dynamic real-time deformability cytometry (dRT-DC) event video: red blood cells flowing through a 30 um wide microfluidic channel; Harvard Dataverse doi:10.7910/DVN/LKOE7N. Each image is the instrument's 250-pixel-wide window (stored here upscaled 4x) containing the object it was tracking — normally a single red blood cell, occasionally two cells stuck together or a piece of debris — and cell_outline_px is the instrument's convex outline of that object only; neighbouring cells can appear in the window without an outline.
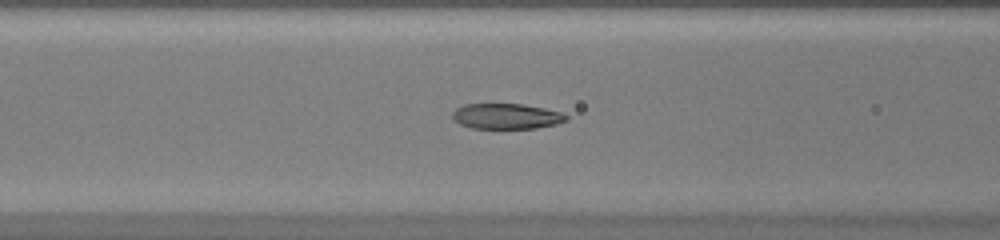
{"species": "common noctule bat (a hibernating species)", "species_latin": "Nyctalus noctula", "temperature_condition": "warm", "stored_images_in_passage": 39, "camera_frame_rate_fps": 3000, "um_per_image_px": 0.085, "animal": {"sex": "female", "body_mass_g": 20.0, "forearm_length_mm": 54.0}, "frame": {"image": 1, "passage_image": 13, "time_ms": 4.0, "image_size_px": [1000, 240], "cell_outline_px": [[568, 120], [556, 124], [536, 128], [472, 128], [460, 124], [452, 120], [452, 112], [456, 108], [464, 104], [520, 104], [544, 108], [560, 112], [568, 116]], "centroid_in_image_um": [43.02, 9.88], "position_along_channel_um": 123.6, "area_um2": 16.88}}
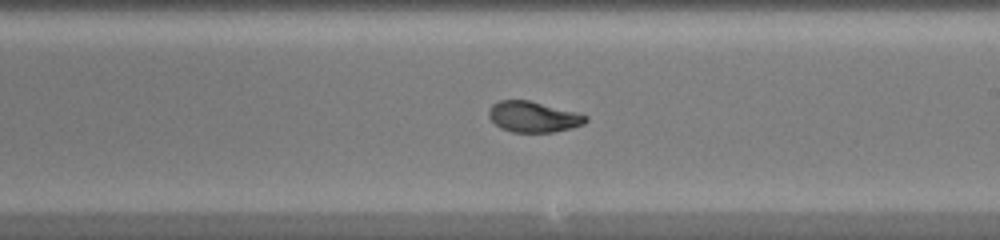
{"frame": {"image": 2, "passage_image": 21, "time_ms": 6.667, "image_size_px": [1000, 240], "cell_outline_px": [[588, 120], [584, 124], [572, 128], [552, 132], [512, 132], [500, 128], [488, 116], [488, 108], [492, 104], [500, 100], [528, 100], [576, 112], [588, 116]], "centroid_in_image_um": [45.32, 9.93], "position_along_channel_um": 243.7, "area_um2": 17.4}}
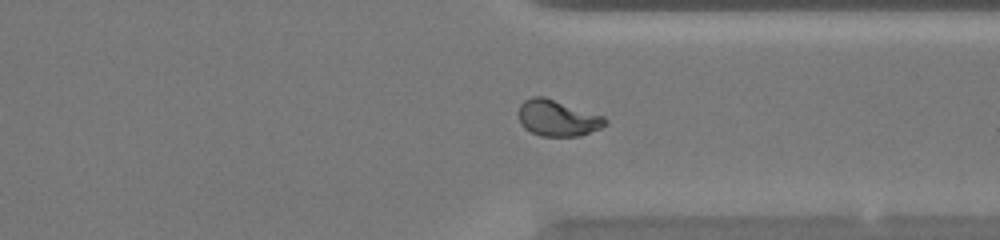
{"frame": {"image": 3, "passage_image": 29, "time_ms": 9.333, "image_size_px": [1000, 240], "cell_outline_px": [[608, 124], [600, 128], [580, 136], [540, 136], [524, 128], [520, 124], [516, 112], [520, 104], [524, 100], [532, 96], [544, 96], [604, 116], [608, 120]], "centroid_in_image_um": [47.36, 10.03], "position_along_channel_um": 364.0, "area_um2": 18.55}}